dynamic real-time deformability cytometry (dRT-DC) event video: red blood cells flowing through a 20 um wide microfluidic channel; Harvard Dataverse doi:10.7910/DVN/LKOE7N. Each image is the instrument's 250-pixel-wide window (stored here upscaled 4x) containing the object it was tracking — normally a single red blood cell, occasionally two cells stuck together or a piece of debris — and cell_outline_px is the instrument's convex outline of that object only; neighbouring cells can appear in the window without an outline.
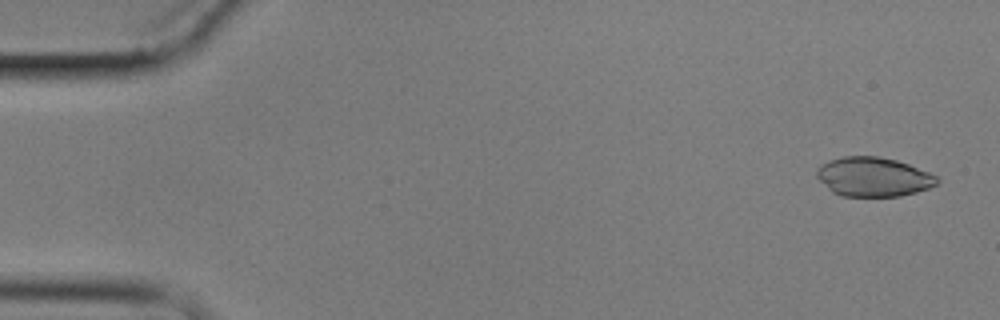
{"species": "common noctule bat (a hibernating species)", "species_latin": "Nyctalus noctula", "temperature_condition": "cold", "stored_images_in_passage": 5, "camera_frame_rate_fps": 3000, "um_per_image_px": 0.085, "animal": {"sex": "male", "body_mass_g": 17.9}, "frame": {"image": 1, "passage_image": 1, "time_ms": 0.0, "image_size_px": [1000, 320], "cell_outline_px": [[940, 180], [936, 184], [928, 188], [916, 192], [900, 196], [840, 196], [832, 192], [816, 176], [816, 168], [828, 160], [844, 156], [876, 156], [896, 160], [908, 164], [928, 172], [936, 176]], "centroid_in_image_um": [74.21, 15.03], "position_along_channel_um": 10.8, "area_um2": 27.46}}